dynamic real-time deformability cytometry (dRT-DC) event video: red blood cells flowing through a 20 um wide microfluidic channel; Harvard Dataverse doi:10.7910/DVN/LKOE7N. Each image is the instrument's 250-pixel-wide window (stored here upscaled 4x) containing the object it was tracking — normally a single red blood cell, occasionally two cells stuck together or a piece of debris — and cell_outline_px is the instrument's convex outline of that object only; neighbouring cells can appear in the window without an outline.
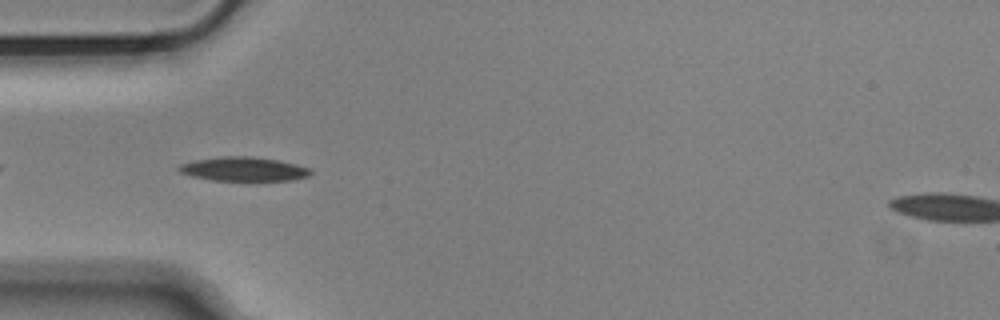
{"species": "Egyptian fruit bat (a non-hibernating species)", "species_latin": "Rousettus aegyptiacus", "temperature_condition": "cold", "stored_images_in_passage": 16, "camera_frame_rate_fps": 3000, "um_per_image_px": 0.085, "animal": {"sex": "male"}, "frame": {"image": 1, "passage_image": 3, "time_ms": 0.667, "image_size_px": [1000, 320], "cell_outline_px": [[312, 172], [308, 176], [292, 180], [212, 180], [192, 176], [180, 172], [176, 168], [180, 164], [192, 160], [220, 156], [248, 156], [276, 160], [296, 164], [308, 168]], "centroid_in_image_um": [20.65, 14.36], "position_along_channel_um": 64.3, "area_um2": 18.32}}
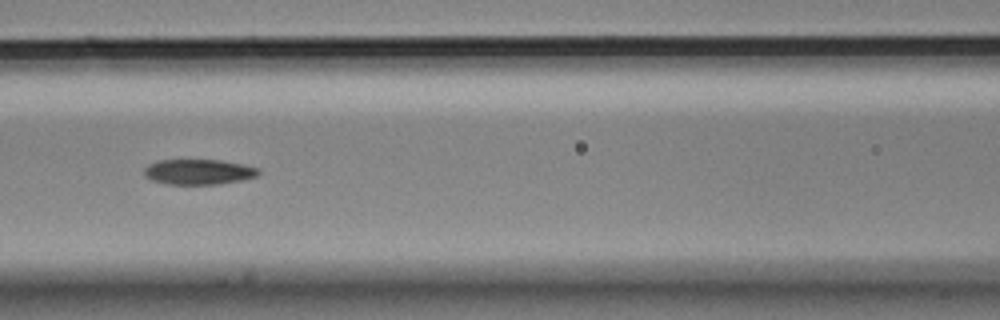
{"frame": {"image": 2, "passage_image": 10, "time_ms": 3.0, "image_size_px": [1000, 320], "cell_outline_px": [[260, 172], [256, 176], [240, 180], [220, 184], [168, 184], [152, 180], [144, 176], [144, 168], [148, 164], [156, 160], [220, 160], [244, 164], [260, 168]], "centroid_in_image_um": [16.87, 14.6], "position_along_channel_um": 149.7, "area_um2": 16.94}}